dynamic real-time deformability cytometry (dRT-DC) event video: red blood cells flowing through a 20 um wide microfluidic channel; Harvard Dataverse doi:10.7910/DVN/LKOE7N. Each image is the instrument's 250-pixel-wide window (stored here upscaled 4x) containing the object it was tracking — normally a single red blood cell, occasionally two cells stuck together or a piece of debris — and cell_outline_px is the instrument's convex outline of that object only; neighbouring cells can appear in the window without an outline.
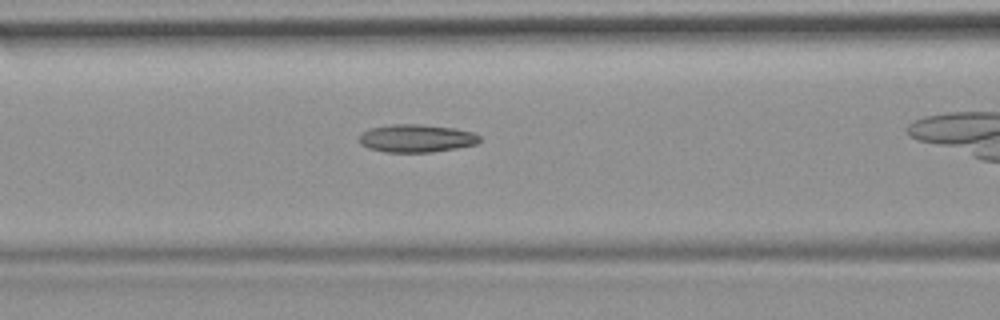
{"species": "common noctule bat (a hibernating species)", "species_latin": "Nyctalus noctula", "temperature_condition": "room temperature", "stored_images_in_passage": 25, "camera_frame_rate_fps": 3000, "um_per_image_px": 0.085, "animal": {"sex": "female", "body_mass_g": 19.9}, "frame": {"image": 1, "passage_image": 4, "time_ms": 1.0, "image_size_px": [1000, 320], "cell_outline_px": [[480, 140], [476, 144], [456, 148], [432, 152], [384, 152], [368, 148], [360, 144], [360, 136], [368, 128], [392, 124], [424, 124], [456, 128], [472, 132], [480, 136]], "centroid_in_image_um": [35.39, 11.75], "position_along_channel_um": 131.2, "area_um2": 19.65}}